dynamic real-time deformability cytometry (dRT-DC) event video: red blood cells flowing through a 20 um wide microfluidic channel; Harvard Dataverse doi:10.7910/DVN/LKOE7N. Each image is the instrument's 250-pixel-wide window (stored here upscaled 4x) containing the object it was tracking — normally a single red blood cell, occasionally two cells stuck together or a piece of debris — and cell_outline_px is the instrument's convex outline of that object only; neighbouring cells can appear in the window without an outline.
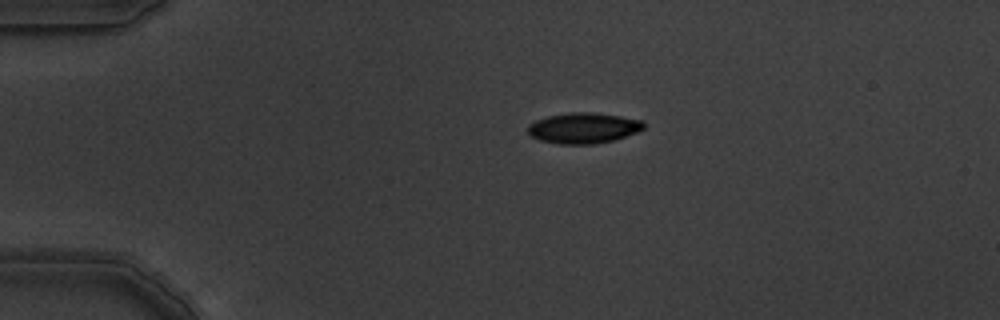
{"species": "common noctule bat (a hibernating species)", "species_latin": "Nyctalus noctula", "temperature_condition": "warm", "stored_images_in_passage": 4, "camera_frame_rate_fps": 3000, "um_per_image_px": 0.085, "animal": {"sex": "male", "body_mass_g": 19.5, "forearm_length_mm": 54.6}, "frame": {"image": 1, "passage_image": 1, "time_ms": 0.0, "image_size_px": [1000, 320], "cell_outline_px": [[644, 128], [636, 132], [612, 140], [592, 144], [560, 144], [540, 140], [532, 136], [528, 132], [528, 124], [536, 120], [548, 116], [572, 112], [592, 112], [620, 116], [644, 120]], "centroid_in_image_um": [49.59, 10.87], "position_along_channel_um": 35.4, "area_um2": 20.52}}